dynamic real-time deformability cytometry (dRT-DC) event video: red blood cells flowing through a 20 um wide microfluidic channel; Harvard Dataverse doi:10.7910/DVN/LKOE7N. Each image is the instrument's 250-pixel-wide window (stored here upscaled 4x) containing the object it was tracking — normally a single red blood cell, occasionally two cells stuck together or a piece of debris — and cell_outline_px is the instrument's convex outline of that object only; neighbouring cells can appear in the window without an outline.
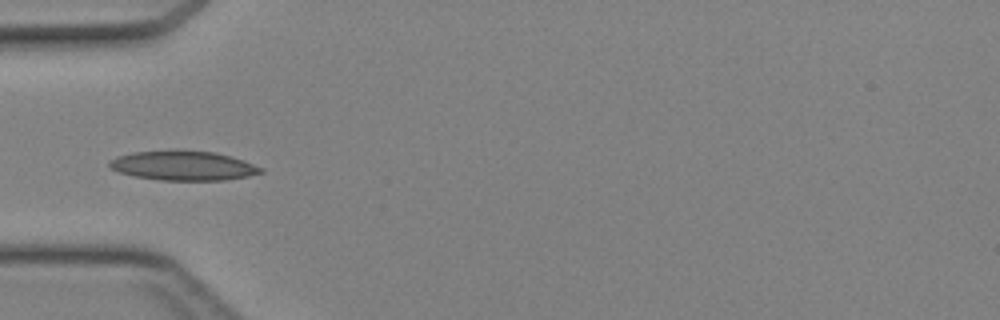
{"species": "Egyptian fruit bat (a non-hibernating species)", "species_latin": "Rousettus aegyptiacus", "temperature_condition": "cold", "stored_images_in_passage": 31, "camera_frame_rate_fps": 3000, "um_per_image_px": 0.085, "animal": {"sex": "female"}, "frame": {"image": 1, "passage_image": 1, "time_ms": 0.0, "image_size_px": [1000, 320], "cell_outline_px": [[264, 172], [248, 176], [224, 180], [160, 180], [136, 176], [120, 172], [112, 168], [108, 164], [108, 160], [116, 156], [132, 152], [176, 148], [212, 152], [232, 156], [244, 160], [264, 168]], "centroid_in_image_um": [15.57, 14.05], "position_along_channel_um": 69.4, "area_um2": 26.53}}
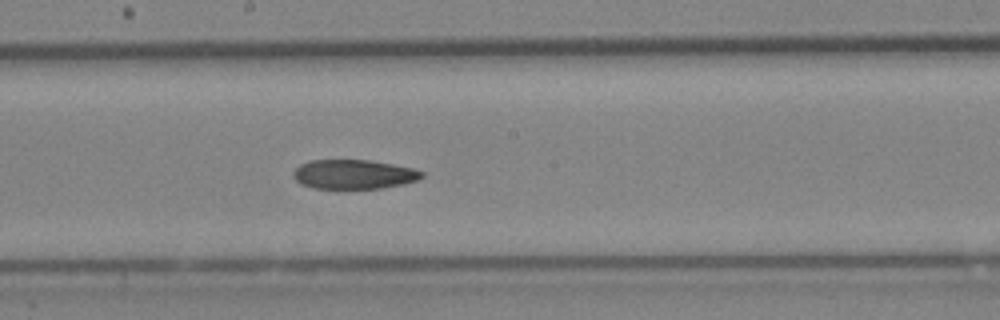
{"frame": {"image": 2, "passage_image": 11, "time_ms": 3.333, "image_size_px": [1000, 320], "cell_outline_px": [[424, 176], [416, 180], [404, 184], [380, 188], [312, 188], [300, 184], [292, 176], [292, 172], [300, 164], [312, 160], [368, 160], [392, 164], [412, 168], [424, 172]], "centroid_in_image_um": [30.04, 14.81], "position_along_channel_um": 218.2, "area_um2": 21.91}}
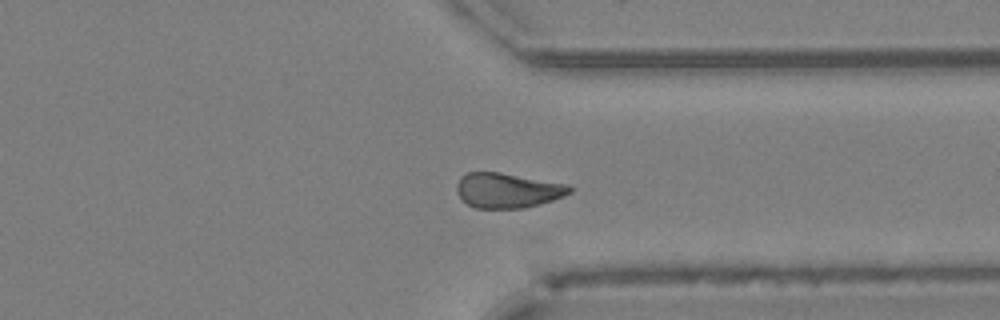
{"frame": {"image": 3, "passage_image": 21, "time_ms": 6.667, "image_size_px": [1000, 320], "cell_outline_px": [[572, 192], [564, 196], [552, 200], [524, 208], [476, 208], [468, 204], [456, 192], [456, 184], [460, 176], [468, 172], [500, 172], [568, 184], [572, 188]], "centroid_in_image_um": [43.13, 16.17], "position_along_channel_um": 368.3, "area_um2": 23.0}}